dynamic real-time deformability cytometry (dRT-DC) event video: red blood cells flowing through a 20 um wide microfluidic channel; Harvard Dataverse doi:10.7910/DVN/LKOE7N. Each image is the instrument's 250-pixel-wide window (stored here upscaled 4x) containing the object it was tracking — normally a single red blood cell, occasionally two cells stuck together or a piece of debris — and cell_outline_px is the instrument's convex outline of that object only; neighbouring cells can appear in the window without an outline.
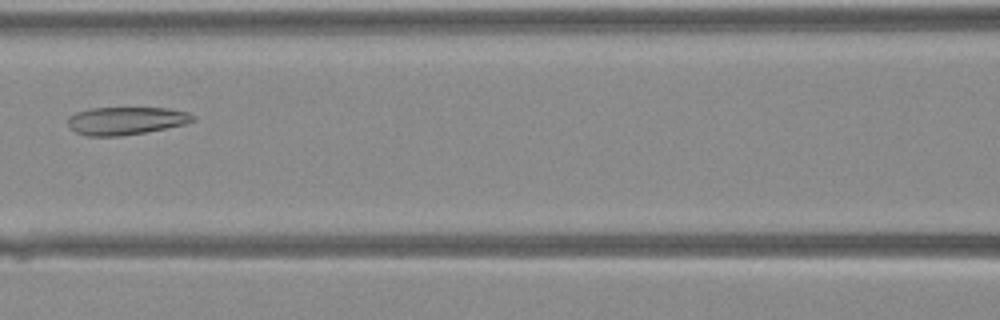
{"species": "Egyptian fruit bat (a non-hibernating species)", "species_latin": "Rousettus aegyptiacus", "temperature_condition": "warm", "stored_images_in_passage": 32, "camera_frame_rate_fps": 3000, "um_per_image_px": 0.085, "animal": {"sex": "female"}, "frame": {"image": 1, "passage_image": 10, "time_ms": 3.0, "image_size_px": [1000, 320], "cell_outline_px": [[196, 120], [184, 124], [144, 132], [120, 136], [88, 136], [76, 132], [68, 124], [68, 116], [76, 112], [92, 108], [168, 108], [188, 112], [196, 116]], "centroid_in_image_um": [10.72, 10.25], "position_along_channel_um": 155.9, "area_um2": 20.17}}
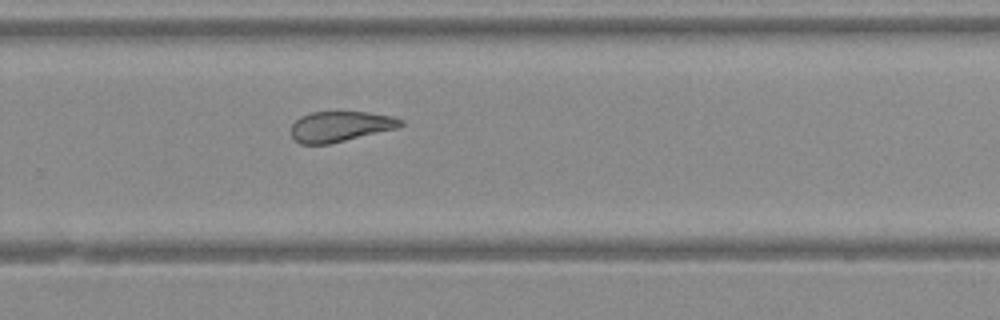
{"frame": {"image": 2, "passage_image": 19, "time_ms": 6.0, "image_size_px": [1000, 320], "cell_outline_px": [[404, 124], [400, 128], [328, 144], [300, 144], [292, 136], [292, 124], [300, 116], [308, 112], [368, 112], [392, 116], [404, 120]], "centroid_in_image_um": [28.96, 10.74], "position_along_channel_um": 300.8, "area_um2": 19.54}}
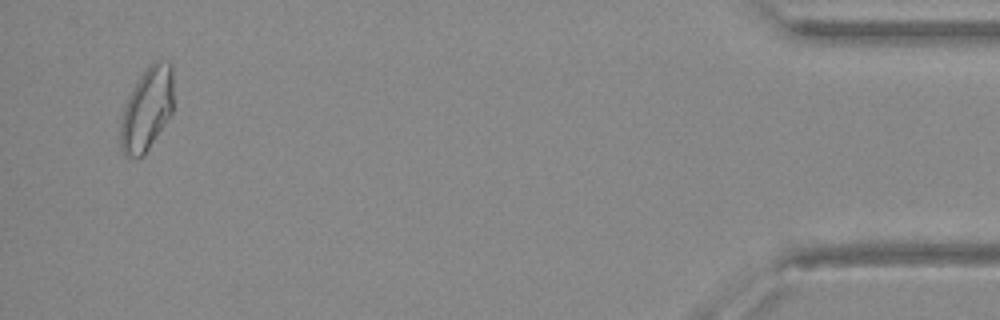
{"frame": {"image": 3, "passage_image": 31, "time_ms": 10.0, "image_size_px": [1000, 320], "cell_outline_px": [[172, 112], [144, 156], [124, 156], [120, 148], [120, 124], [124, 108], [128, 96], [140, 76], [148, 64], [156, 60], [168, 60], [172, 64]], "centroid_in_image_um": [12.48, 9.25], "position_along_channel_um": 422.7, "area_um2": 25.66}}